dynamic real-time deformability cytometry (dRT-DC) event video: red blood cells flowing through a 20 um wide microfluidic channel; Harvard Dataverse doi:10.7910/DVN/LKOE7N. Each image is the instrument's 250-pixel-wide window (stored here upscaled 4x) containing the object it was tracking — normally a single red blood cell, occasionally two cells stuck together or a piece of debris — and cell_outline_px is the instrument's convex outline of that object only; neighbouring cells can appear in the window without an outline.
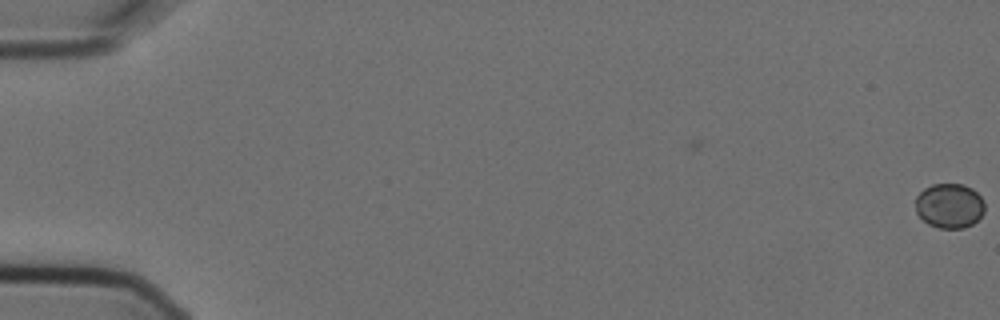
{"species": "Egyptian fruit bat (a non-hibernating species)", "species_latin": "Rousettus aegyptiacus", "temperature_condition": "cold", "stored_images_in_passage": 6, "camera_frame_rate_fps": 3000, "um_per_image_px": 0.085, "animal": {"sex": "female"}, "frame": {"image": 1, "passage_image": 1, "time_ms": 0.0, "image_size_px": [1000, 320], "cell_outline_px": [[984, 212], [972, 224], [964, 228], [940, 228], [928, 224], [916, 212], [916, 196], [924, 188], [932, 184], [964, 184], [972, 188], [984, 200]], "centroid_in_image_um": [80.7, 17.48], "position_along_channel_um": 4.3, "area_um2": 18.03}}
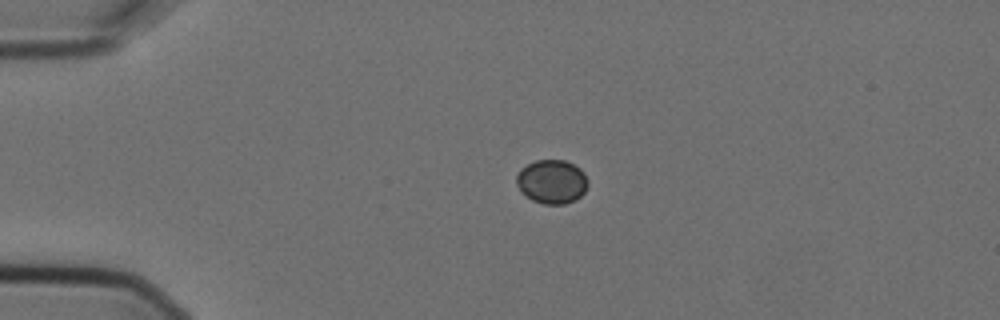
{"frame": {"image": 2, "passage_image": 5, "time_ms": 1.333, "image_size_px": [1000, 320], "cell_outline_px": [[588, 184], [584, 192], [576, 200], [564, 204], [544, 204], [532, 200], [524, 196], [520, 192], [516, 184], [516, 176], [520, 168], [536, 160], [564, 160], [580, 168], [584, 172], [588, 180]], "centroid_in_image_um": [46.89, 15.45], "position_along_channel_um": 38.1, "area_um2": 18.5}}